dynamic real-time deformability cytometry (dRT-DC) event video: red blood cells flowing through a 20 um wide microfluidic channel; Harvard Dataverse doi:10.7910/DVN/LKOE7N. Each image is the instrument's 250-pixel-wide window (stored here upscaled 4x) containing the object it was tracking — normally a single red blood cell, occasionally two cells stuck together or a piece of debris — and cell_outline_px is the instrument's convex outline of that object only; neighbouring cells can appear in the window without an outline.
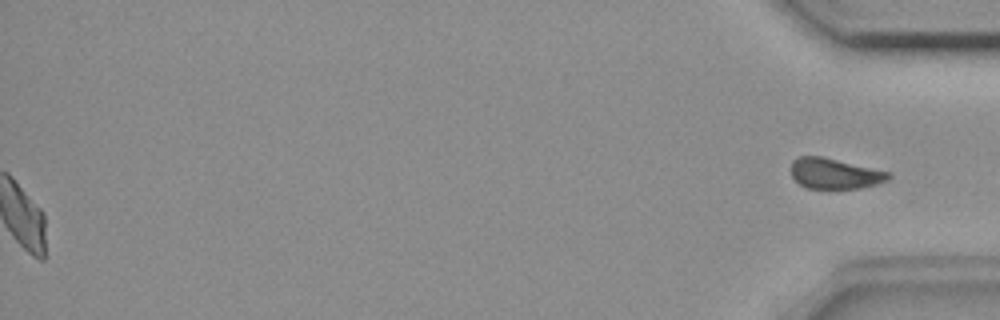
{"species": "common noctule bat (a hibernating species)", "species_latin": "Nyctalus noctula", "temperature_condition": "room temperature", "stored_images_in_passage": 57, "segment_of_instrument_passage": [2, 2], "camera_frame_rate_fps": 3000, "um_per_image_px": 0.085, "animal": {"sex": "female", "body_mass_g": 18.4}, "frame": {"image": 1, "passage_image": 57, "time_ms": 18.667, "image_size_px": [1000, 320], "cell_outline_px": [[892, 176], [888, 180], [876, 184], [860, 188], [808, 188], [800, 184], [792, 176], [792, 160], [800, 156], [824, 156], [892, 172]], "centroid_in_image_um": [71.0, 14.73], "position_along_channel_um": 364.2, "area_um2": 17.46}}